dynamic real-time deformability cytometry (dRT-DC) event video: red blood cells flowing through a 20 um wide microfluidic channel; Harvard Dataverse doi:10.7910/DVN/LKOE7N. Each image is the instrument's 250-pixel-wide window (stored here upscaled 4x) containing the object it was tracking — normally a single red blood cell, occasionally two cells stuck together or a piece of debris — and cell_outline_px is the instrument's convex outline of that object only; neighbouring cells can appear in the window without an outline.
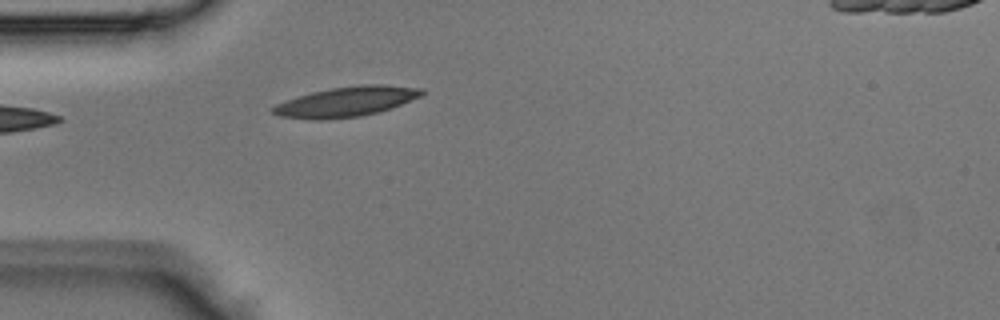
{"species": "Egyptian fruit bat (a non-hibernating species)", "species_latin": "Rousettus aegyptiacus", "temperature_condition": "room temperature", "stored_images_in_passage": 1, "camera_frame_rate_fps": 3000, "um_per_image_px": 0.085, "animal": {"sex": "male"}, "frame": {"image": 1, "passage_image": 1, "time_ms": 0.0, "image_size_px": [1000, 320], "cell_outline_px": [[424, 92], [420, 96], [400, 104], [376, 112], [360, 116], [320, 120], [312, 120], [280, 116], [272, 112], [272, 108], [276, 104], [312, 92], [332, 88], [360, 84], [384, 84], [424, 88]], "centroid_in_image_um": [29.44, 8.63], "position_along_channel_um": 55.6, "area_um2": 25.61}}